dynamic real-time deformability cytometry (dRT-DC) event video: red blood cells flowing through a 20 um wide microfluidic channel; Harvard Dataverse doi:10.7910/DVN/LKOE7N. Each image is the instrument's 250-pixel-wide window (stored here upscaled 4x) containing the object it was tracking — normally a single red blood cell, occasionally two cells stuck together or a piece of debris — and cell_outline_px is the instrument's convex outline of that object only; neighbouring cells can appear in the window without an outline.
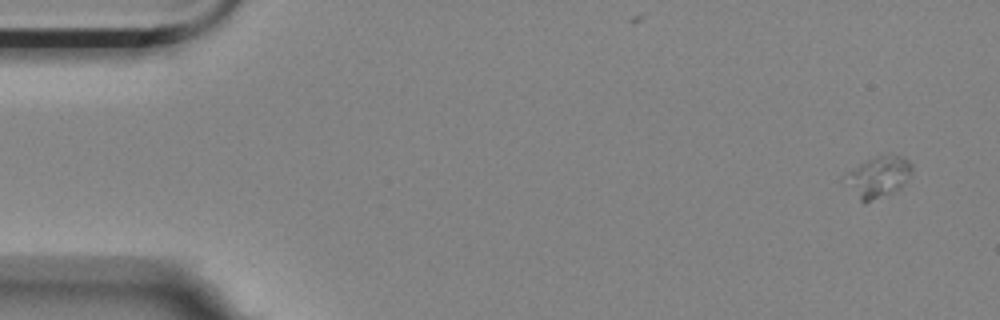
{"species": "Egyptian fruit bat (a non-hibernating species)", "species_latin": "Rousettus aegyptiacus", "temperature_condition": "room temperature", "stored_images_in_passage": 6, "segment_of_instrument_passage": [1, 2], "camera_frame_rate_fps": 3000, "um_per_image_px": 0.085, "animal": {"sex": "female"}, "frame": {"image": 1, "passage_image": 1, "time_ms": 0.0, "image_size_px": [1000, 320], "cell_outline_px": [[912, 172], [904, 184], [900, 188], [892, 192], [868, 200], [860, 200], [840, 180], [840, 176], [860, 164], [876, 156], [888, 152], [900, 156], [908, 160], [912, 164]], "centroid_in_image_um": [74.61, 14.98], "position_along_channel_um": 10.4, "area_um2": 16.07}}
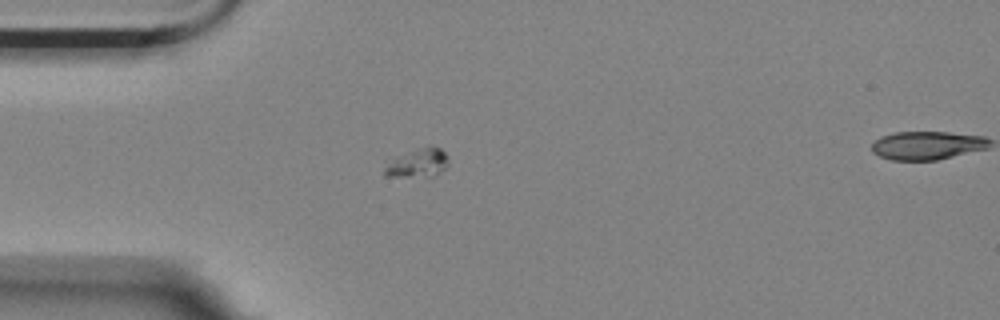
{"frame": {"image": 2, "passage_image": 5, "time_ms": 1.333, "image_size_px": [1000, 320], "cell_outline_px": [[448, 164], [440, 172], [432, 176], [384, 176], [384, 168], [388, 164], [416, 148], [428, 144], [432, 144], [440, 148], [448, 156]], "centroid_in_image_um": [35.59, 13.83], "position_along_channel_um": 49.4, "area_um2": 10.4}}